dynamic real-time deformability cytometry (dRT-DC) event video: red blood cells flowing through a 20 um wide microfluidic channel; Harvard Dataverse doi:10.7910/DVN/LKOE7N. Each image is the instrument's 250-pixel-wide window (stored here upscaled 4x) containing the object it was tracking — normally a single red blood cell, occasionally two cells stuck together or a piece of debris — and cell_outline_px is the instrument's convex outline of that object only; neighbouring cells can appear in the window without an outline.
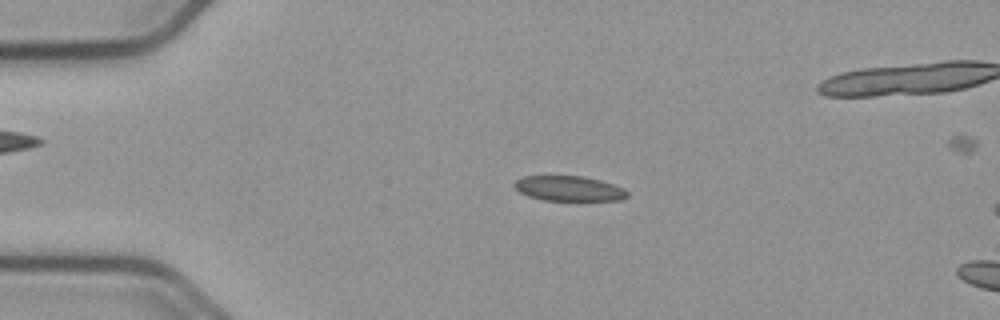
{"species": "common noctule bat (a hibernating species)", "species_latin": "Nyctalus noctula", "temperature_condition": "cold", "stored_images_in_passage": 7, "camera_frame_rate_fps": 3000, "um_per_image_px": 0.085, "animal": {"sex": "male", "body_mass_g": 23.1, "forearm_length_mm": 52.7}, "frame": {"image": 1, "passage_image": 3, "time_ms": 0.667, "image_size_px": [1000, 320], "cell_outline_px": [[628, 196], [620, 200], [544, 200], [528, 196], [520, 192], [512, 184], [516, 180], [524, 176], [584, 176], [600, 180], [624, 188], [628, 192]], "centroid_in_image_um": [48.36, 16.02], "position_along_channel_um": 36.6, "area_um2": 16.42}}